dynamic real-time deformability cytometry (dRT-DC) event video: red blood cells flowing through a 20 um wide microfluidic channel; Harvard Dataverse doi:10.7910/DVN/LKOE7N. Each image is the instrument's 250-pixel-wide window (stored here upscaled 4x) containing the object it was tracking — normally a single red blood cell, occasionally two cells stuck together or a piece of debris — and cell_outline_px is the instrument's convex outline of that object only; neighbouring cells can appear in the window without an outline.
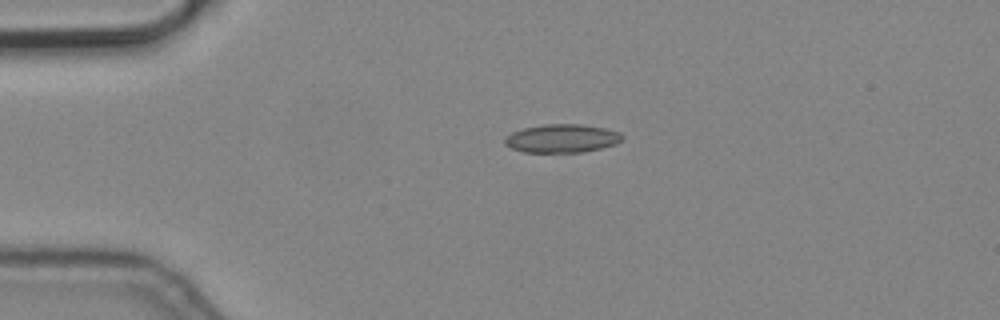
{"species": "common noctule bat (a hibernating species)", "species_latin": "Nyctalus noctula", "temperature_condition": "cold", "stored_images_in_passage": 3, "camera_frame_rate_fps": 3000, "um_per_image_px": 0.085, "animal": {"sex": "male", "body_mass_g": 19.2, "forearm_length_mm": 51.8}, "frame": {"image": 1, "passage_image": 3, "time_ms": 0.667, "image_size_px": [1000, 320], "cell_outline_px": [[624, 136], [616, 144], [584, 152], [524, 152], [512, 148], [504, 144], [504, 136], [512, 132], [524, 128], [544, 124], [580, 124], [604, 128], [620, 132]], "centroid_in_image_um": [47.74, 11.76], "position_along_channel_um": 37.3, "area_um2": 19.42}}